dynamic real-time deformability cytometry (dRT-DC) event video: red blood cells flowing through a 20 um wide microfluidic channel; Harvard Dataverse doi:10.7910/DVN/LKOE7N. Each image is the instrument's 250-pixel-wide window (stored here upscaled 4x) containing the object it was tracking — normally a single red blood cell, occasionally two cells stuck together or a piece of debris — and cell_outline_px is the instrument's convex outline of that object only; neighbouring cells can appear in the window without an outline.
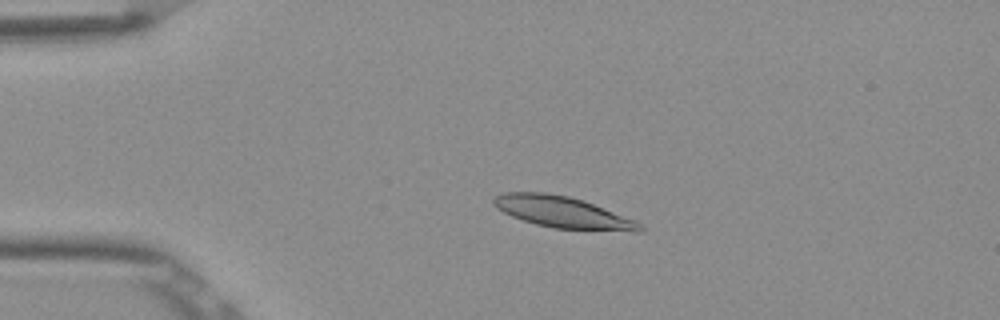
{"species": "Egyptian fruit bat (a non-hibernating species)", "species_latin": "Rousettus aegyptiacus", "temperature_condition": "room temperature", "stored_images_in_passage": 46, "camera_frame_rate_fps": 3000, "um_per_image_px": 0.085, "frame": {"image": 1, "passage_image": 5, "time_ms": 1.333, "image_size_px": [1000, 320], "cell_outline_px": [[644, 228], [640, 232], [636, 232], [556, 228], [536, 224], [512, 216], [496, 208], [492, 204], [492, 200], [496, 196], [504, 192], [544, 192], [568, 196], [584, 200], [636, 220]], "centroid_in_image_um": [47.85, 18.03], "position_along_channel_um": 37.1, "area_um2": 26.76}}
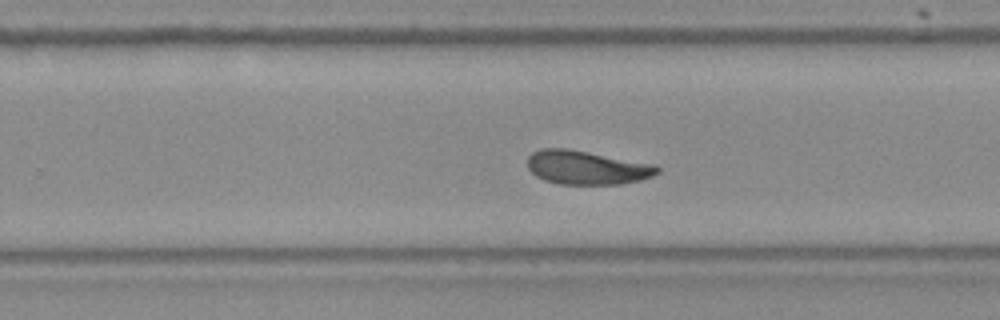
{"frame": {"image": 2, "passage_image": 27, "time_ms": 8.667, "image_size_px": [1000, 320], "cell_outline_px": [[660, 172], [652, 176], [640, 180], [620, 184], [560, 184], [544, 180], [536, 176], [528, 168], [528, 156], [532, 152], [540, 148], [568, 148], [656, 164], [660, 168]], "centroid_in_image_um": [49.88, 14.23], "position_along_channel_um": 279.9, "area_um2": 25.78}}
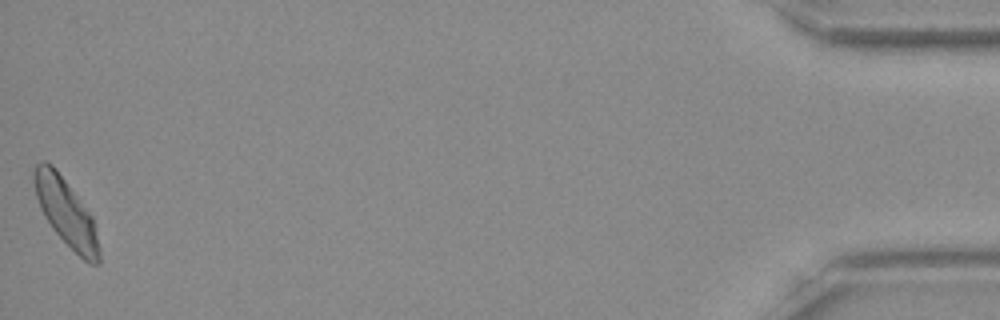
{"frame": {"image": 3, "passage_image": 46, "time_ms": 15.0, "image_size_px": [1000, 320], "cell_outline_px": [[100, 264], [88, 264], [52, 228], [44, 216], [40, 208], [36, 196], [32, 180], [32, 172], [36, 164], [40, 160], [44, 160], [52, 164], [56, 168], [92, 216], [100, 248]], "centroid_in_image_um": [5.59, 18.01], "position_along_channel_um": 429.6, "area_um2": 25.43}, "authors_computed_cell_mechanics": {"area_um2": 25.721, "velocity_mm_per_s": 3.8421, "shape_relaxation_time_tau1_ms": 5.7625, "shape_relaxation_time_tau2_ms": 3.6764, "deformation_change_tau1": 0.1651, "deformation_change_tau2": 0.1082}}